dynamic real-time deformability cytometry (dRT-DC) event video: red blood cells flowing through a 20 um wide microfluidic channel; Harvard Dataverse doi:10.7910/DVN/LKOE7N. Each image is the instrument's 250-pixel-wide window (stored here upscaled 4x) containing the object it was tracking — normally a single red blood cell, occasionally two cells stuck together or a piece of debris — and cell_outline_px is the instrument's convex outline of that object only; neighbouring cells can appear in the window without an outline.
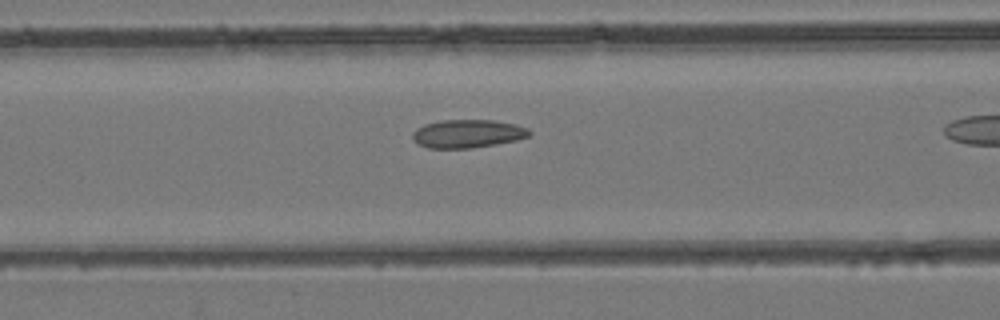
{"species": "common noctule bat (a hibernating species)", "species_latin": "Nyctalus noctula", "temperature_condition": "room temperature", "stored_images_in_passage": 31, "camera_frame_rate_fps": 3000, "um_per_image_px": 0.085, "animal": {"sex": "female", "body_mass_g": 24.6, "forearm_length_mm": 56.2}, "frame": {"image": 1, "passage_image": 13, "time_ms": 4.0, "image_size_px": [1000, 320], "cell_outline_px": [[532, 132], [528, 136], [516, 140], [496, 144], [472, 148], [428, 148], [420, 144], [412, 136], [412, 132], [416, 128], [424, 124], [440, 120], [496, 120], [528, 128]], "centroid_in_image_um": [39.74, 11.35], "position_along_channel_um": 126.9, "area_um2": 19.13}}
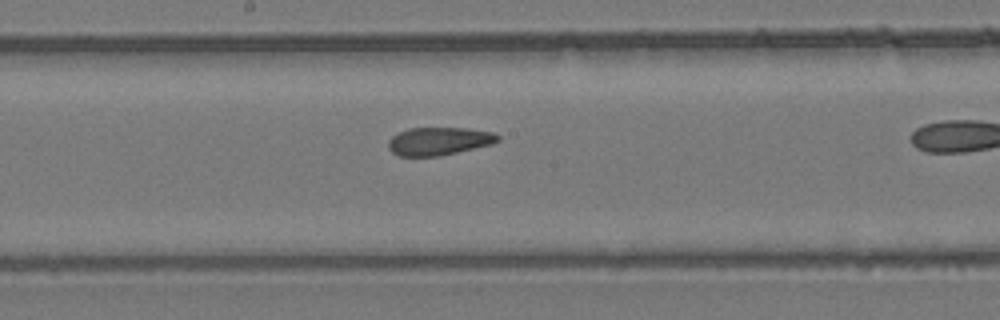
{"frame": {"image": 2, "passage_image": 19, "time_ms": 6.0, "image_size_px": [1000, 320], "cell_outline_px": [[500, 140], [492, 144], [456, 152], [436, 156], [400, 156], [392, 152], [388, 148], [388, 140], [392, 136], [408, 128], [468, 128], [492, 132], [500, 136]], "centroid_in_image_um": [37.3, 11.99], "position_along_channel_um": 210.9, "area_um2": 17.74}}
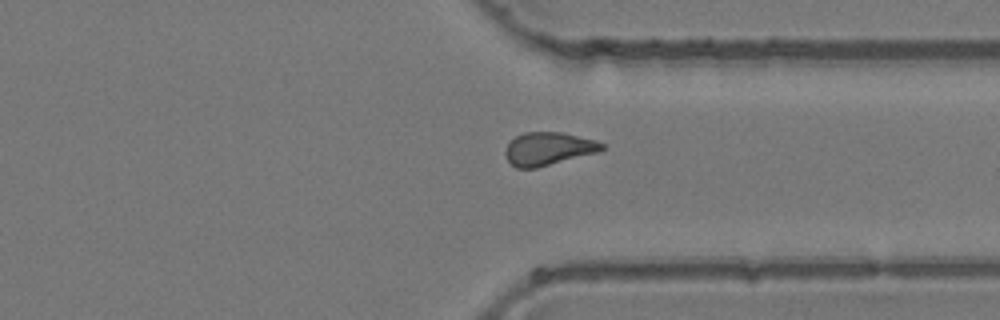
{"frame": {"image": 3, "passage_image": 30, "time_ms": 9.667, "image_size_px": [1000, 320], "cell_outline_px": [[604, 148], [600, 152], [536, 168], [516, 168], [508, 160], [504, 152], [508, 144], [516, 136], [524, 132], [560, 132], [596, 140], [604, 144]], "centroid_in_image_um": [46.63, 12.64], "position_along_channel_um": 364.8, "area_um2": 18.55}}